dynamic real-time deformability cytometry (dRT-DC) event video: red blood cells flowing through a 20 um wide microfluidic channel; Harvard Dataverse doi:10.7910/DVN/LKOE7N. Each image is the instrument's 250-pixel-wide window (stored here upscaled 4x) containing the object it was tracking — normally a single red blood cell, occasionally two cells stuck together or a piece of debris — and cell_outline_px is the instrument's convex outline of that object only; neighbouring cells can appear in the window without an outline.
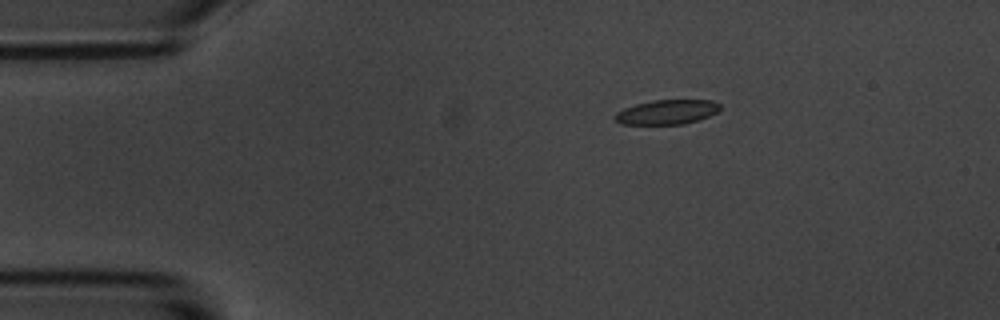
{"species": "common noctule bat (a hibernating species)", "species_latin": "Nyctalus noctula", "temperature_condition": "room temperature", "stored_images_in_passage": 5, "camera_frame_rate_fps": 3000, "um_per_image_px": 0.085, "animal": {"sex": "male", "body_mass_g": 20.1, "forearm_length_mm": 53.5}, "frame": {"image": 1, "passage_image": 3, "time_ms": 2.333, "image_size_px": [1000, 320], "cell_outline_px": [[720, 108], [716, 112], [708, 116], [684, 124], [620, 124], [612, 116], [616, 112], [624, 108], [636, 104], [652, 100], [712, 100], [720, 104]], "centroid_in_image_um": [56.65, 9.52], "position_along_channel_um": 28.3, "area_um2": 14.97}}
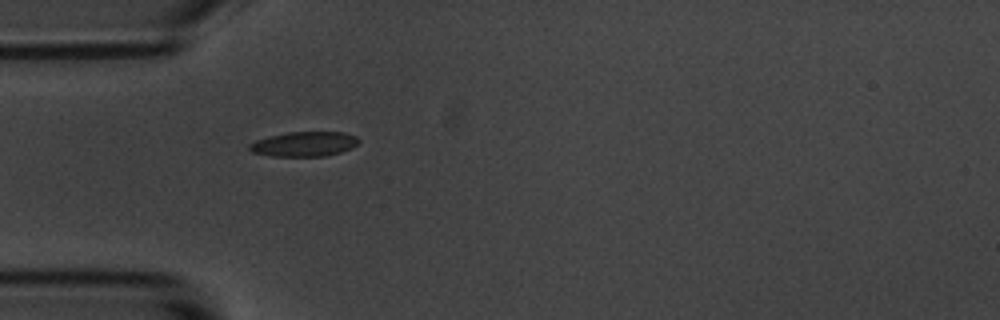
{"frame": {"image": 2, "passage_image": 5, "time_ms": 4.667, "image_size_px": [1000, 320], "cell_outline_px": [[360, 140], [352, 148], [340, 152], [324, 156], [272, 156], [252, 152], [248, 148], [248, 144], [256, 140], [268, 136], [288, 132], [344, 132], [356, 136]], "centroid_in_image_um": [25.84, 12.24], "position_along_channel_um": 59.2, "area_um2": 15.78}}